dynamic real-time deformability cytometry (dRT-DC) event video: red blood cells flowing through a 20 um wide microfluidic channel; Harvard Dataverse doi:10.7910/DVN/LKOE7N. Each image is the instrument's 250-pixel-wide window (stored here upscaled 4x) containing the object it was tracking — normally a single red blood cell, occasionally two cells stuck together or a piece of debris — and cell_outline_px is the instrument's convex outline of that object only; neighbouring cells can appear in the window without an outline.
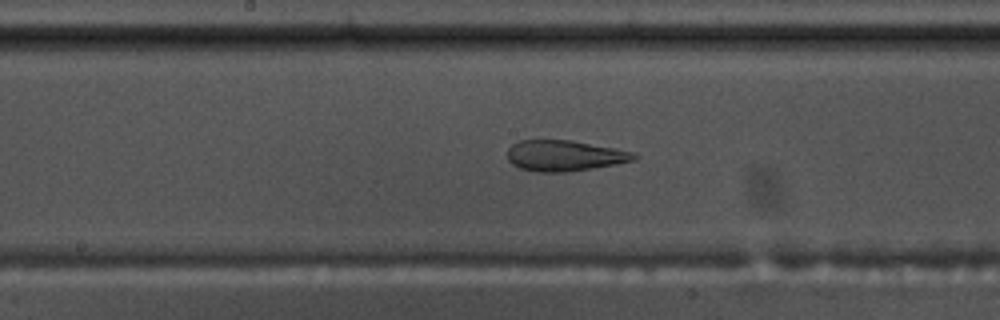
{"species": "common noctule bat (a hibernating species)", "species_latin": "Nyctalus noctula", "temperature_condition": "warm", "stored_images_in_passage": 55, "camera_frame_rate_fps": 3000, "um_per_image_px": 0.085, "animal": {"sex": "male", "body_mass_g": 17.5, "forearm_length_mm": 52.3}, "frame": {"image": 1, "passage_image": 28, "time_ms": 9.0, "image_size_px": [1000, 320], "cell_outline_px": [[636, 160], [616, 164], [568, 172], [536, 172], [520, 168], [512, 164], [508, 160], [508, 148], [512, 144], [520, 140], [568, 140], [616, 148], [632, 152], [636, 156]], "centroid_in_image_um": [47.96, 13.24], "position_along_channel_um": 200.2, "area_um2": 22.66}}
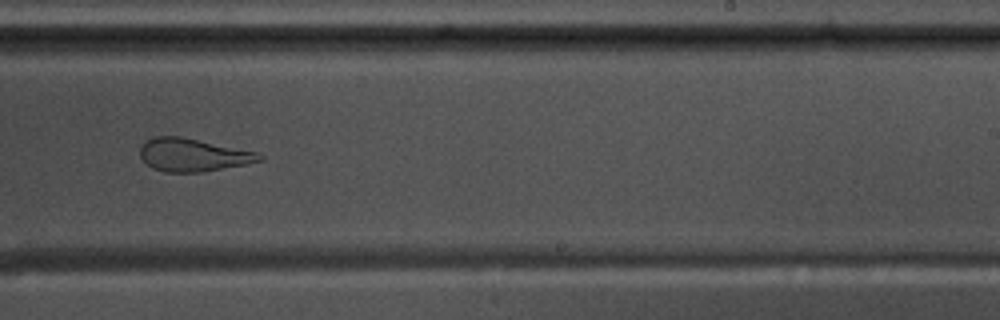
{"frame": {"image": 2, "passage_image": 34, "time_ms": 11.0, "image_size_px": [1000, 320], "cell_outline_px": [[264, 160], [244, 164], [200, 172], [164, 172], [152, 168], [140, 156], [140, 148], [148, 140], [156, 136], [180, 136], [256, 152], [264, 156]], "centroid_in_image_um": [16.39, 13.17], "position_along_channel_um": 272.6, "area_um2": 22.48}}
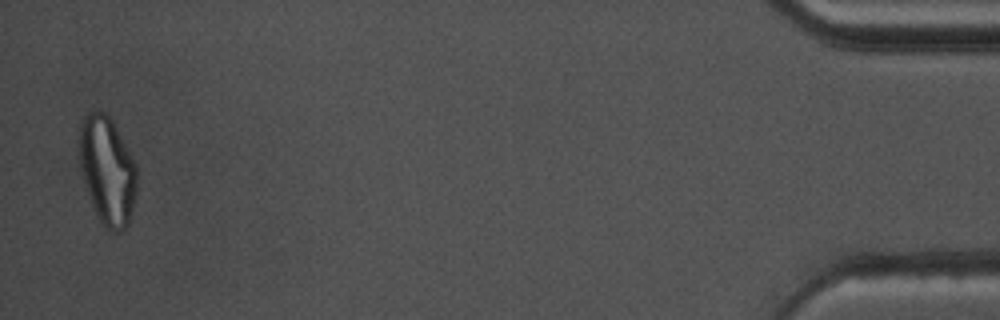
{"frame": {"image": 3, "passage_image": 54, "time_ms": 17.667, "image_size_px": [1000, 320], "cell_outline_px": [[136, 192], [128, 224], [120, 232], [112, 232], [104, 228], [92, 204], [84, 184], [80, 168], [80, 120], [84, 116], [92, 112], [104, 112], [108, 116], [136, 164]], "centroid_in_image_um": [9.11, 14.54], "position_along_channel_um": 426.1, "area_um2": 35.6}, "authors_computed_cell_mechanics": {"area_um2": 28.9, "velocity_mm_per_s": 3.6204, "shape_relaxation_time_tau1_ms": null, "shape_relaxation_time_tau2_ms": 2.0636, "deformation_change_tau1": null, "deformation_change_tau2": 0.1114}}